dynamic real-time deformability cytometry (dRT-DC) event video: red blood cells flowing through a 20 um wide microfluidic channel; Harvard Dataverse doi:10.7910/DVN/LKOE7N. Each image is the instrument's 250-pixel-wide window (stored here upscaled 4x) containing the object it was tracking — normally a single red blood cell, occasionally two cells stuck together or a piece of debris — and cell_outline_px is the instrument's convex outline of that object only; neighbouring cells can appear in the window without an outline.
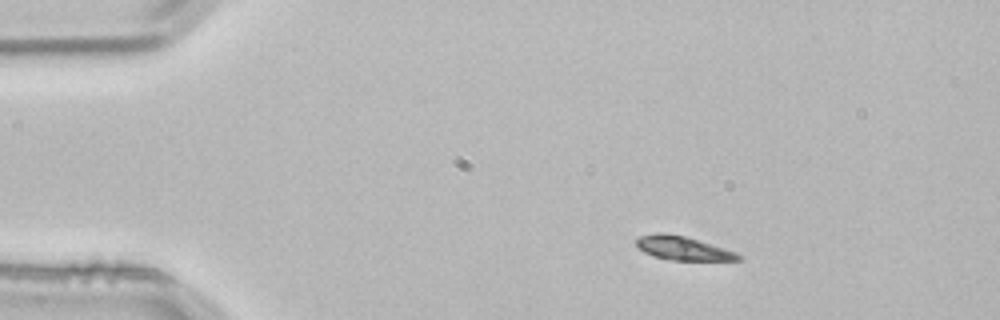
{"species": "common noctule bat (a hibernating species)", "species_latin": "Nyctalus noctula", "temperature_condition": "room temperature", "stored_images_in_passage": 2, "camera_frame_rate_fps": 3000, "um_per_image_px": 0.085, "animal": {"sex": "male", "body_mass_g": 21.5, "forearm_length_mm": 52.0}, "frame": {"image": 1, "passage_image": 1, "time_ms": 0.0, "image_size_px": [1000, 320], "cell_outline_px": [[744, 260], [672, 260], [656, 256], [644, 252], [636, 244], [636, 240], [640, 236], [656, 232], [660, 232], [684, 236], [724, 248], [736, 252]], "centroid_in_image_um": [58.05, 21.09], "position_along_channel_um": 26.9, "area_um2": 13.81}}